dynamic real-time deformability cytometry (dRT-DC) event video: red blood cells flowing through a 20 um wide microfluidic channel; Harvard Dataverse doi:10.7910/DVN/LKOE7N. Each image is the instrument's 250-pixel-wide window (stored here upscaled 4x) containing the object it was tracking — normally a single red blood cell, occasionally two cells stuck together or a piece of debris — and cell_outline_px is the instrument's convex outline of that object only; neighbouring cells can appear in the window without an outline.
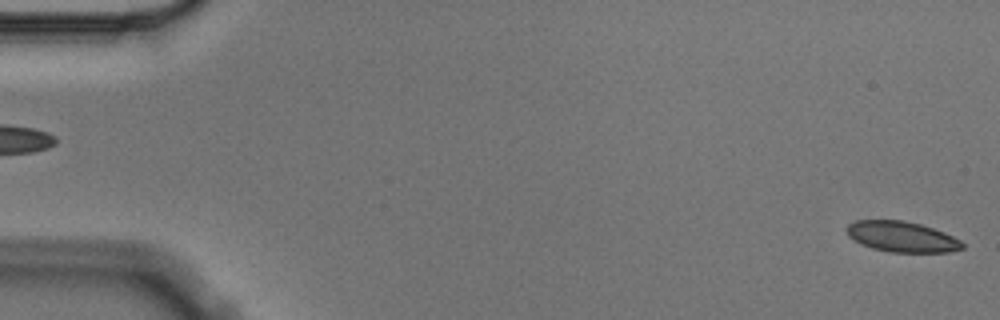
{"species": "Egyptian fruit bat (a non-hibernating species)", "species_latin": "Rousettus aegyptiacus", "temperature_condition": "cold", "stored_images_in_passage": 4, "segment_of_instrument_passage": [2, 2], "camera_frame_rate_fps": 3000, "um_per_image_px": 0.085, "animal": {"sex": "male"}, "frame": {"image": 1, "passage_image": 4, "time_ms": 1.0, "image_size_px": [1000, 320], "cell_outline_px": [[964, 248], [948, 252], [888, 252], [872, 248], [848, 236], [848, 224], [856, 220], [904, 220], [920, 224], [944, 232], [960, 240], [964, 244]], "centroid_in_image_um": [76.68, 20.12], "position_along_channel_um": 8.3, "area_um2": 20.4}}